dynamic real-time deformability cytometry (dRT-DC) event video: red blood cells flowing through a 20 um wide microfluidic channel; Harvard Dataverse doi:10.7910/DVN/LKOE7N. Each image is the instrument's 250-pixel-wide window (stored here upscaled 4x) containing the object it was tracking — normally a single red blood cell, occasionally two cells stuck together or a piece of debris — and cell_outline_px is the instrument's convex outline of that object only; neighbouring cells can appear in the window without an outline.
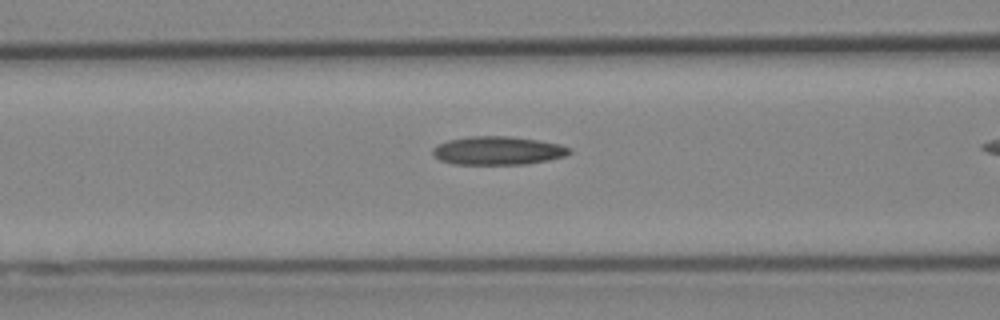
{"species": "Egyptian fruit bat (a non-hibernating species)", "species_latin": "Rousettus aegyptiacus", "temperature_condition": "cold", "stored_images_in_passage": 33, "camera_frame_rate_fps": 3000, "um_per_image_px": 0.085, "animal": {"sex": "female"}, "frame": {"image": 1, "passage_image": 13, "time_ms": 4.0, "image_size_px": [1000, 320], "cell_outline_px": [[572, 152], [564, 156], [548, 160], [524, 164], [452, 164], [440, 160], [432, 152], [432, 148], [436, 144], [448, 140], [468, 136], [512, 136], [560, 144], [572, 148]], "centroid_in_image_um": [42.3, 12.79], "position_along_channel_um": 124.3, "area_um2": 22.72}}
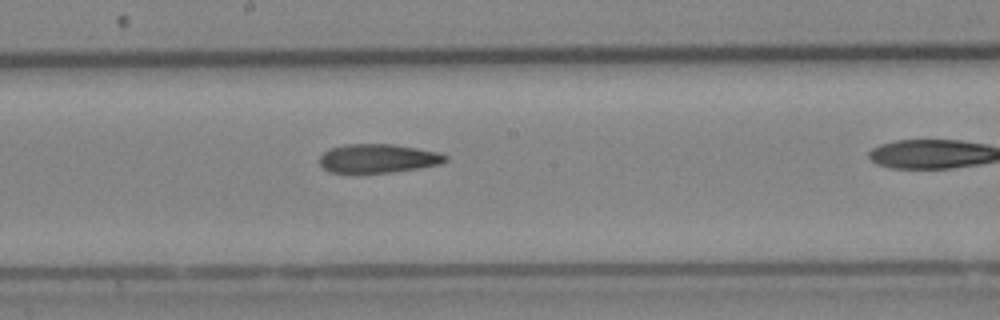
{"frame": {"image": 2, "passage_image": 20, "time_ms": 6.333, "image_size_px": [1000, 320], "cell_outline_px": [[448, 160], [440, 164], [392, 172], [328, 172], [320, 164], [320, 156], [328, 148], [344, 144], [392, 144], [440, 152], [448, 156]], "centroid_in_image_um": [32.13, 13.45], "position_along_channel_um": 216.1, "area_um2": 21.04}}
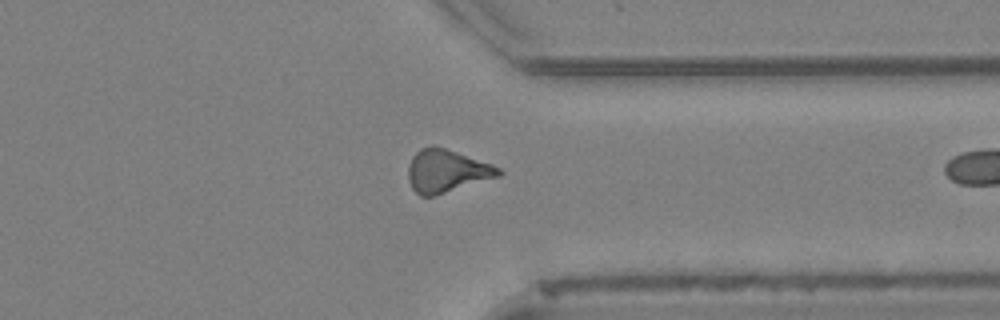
{"frame": {"image": 3, "passage_image": 32, "time_ms": 10.333, "image_size_px": [1000, 320], "cell_outline_px": [[504, 172], [500, 176], [432, 196], [420, 196], [412, 188], [408, 180], [408, 164], [412, 156], [420, 148], [432, 144], [492, 164], [500, 168]], "centroid_in_image_um": [37.94, 14.52], "position_along_channel_um": 373.5, "area_um2": 22.48}}